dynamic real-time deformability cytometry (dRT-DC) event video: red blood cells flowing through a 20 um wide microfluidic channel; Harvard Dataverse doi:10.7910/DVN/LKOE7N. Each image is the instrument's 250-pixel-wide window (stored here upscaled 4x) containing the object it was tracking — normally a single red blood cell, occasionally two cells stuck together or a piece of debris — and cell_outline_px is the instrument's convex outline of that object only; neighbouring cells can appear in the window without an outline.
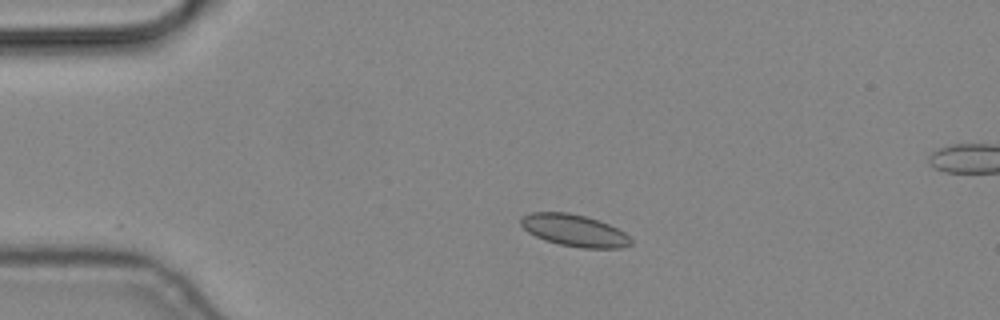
{"species": "common noctule bat (a hibernating species)", "species_latin": "Nyctalus noctula", "temperature_condition": "cold", "stored_images_in_passage": 4, "camera_frame_rate_fps": 3000, "um_per_image_px": 0.085, "animal": {"sex": "male", "body_mass_g": 19.2, "forearm_length_mm": 51.8}, "frame": {"image": 1, "passage_image": 4, "time_ms": 1.0, "image_size_px": [1000, 320], "cell_outline_px": [[632, 244], [620, 248], [580, 248], [560, 244], [544, 240], [528, 232], [520, 224], [520, 216], [532, 212], [568, 212], [584, 216], [608, 224], [624, 232], [632, 240]], "centroid_in_image_um": [48.79, 19.59], "position_along_channel_um": 36.2, "area_um2": 20.4}}